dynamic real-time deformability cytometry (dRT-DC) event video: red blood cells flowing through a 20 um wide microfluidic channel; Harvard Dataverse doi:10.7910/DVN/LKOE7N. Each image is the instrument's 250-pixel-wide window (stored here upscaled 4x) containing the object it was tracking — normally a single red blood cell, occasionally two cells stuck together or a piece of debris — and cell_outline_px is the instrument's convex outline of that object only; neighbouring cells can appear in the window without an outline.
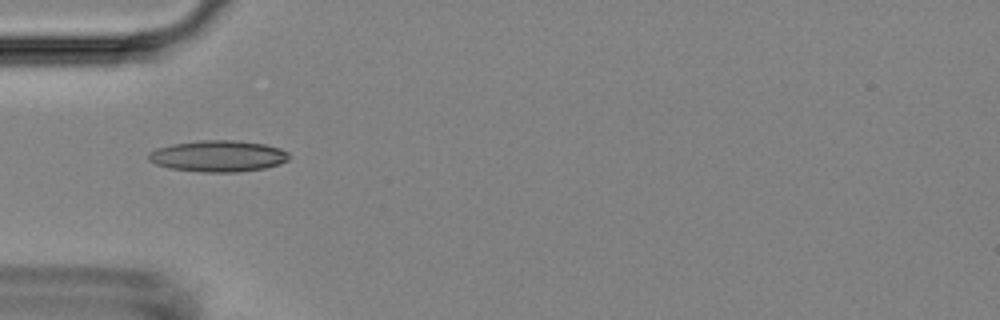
{"species": "Egyptian fruit bat (a non-hibernating species)", "species_latin": "Rousettus aegyptiacus", "temperature_condition": "room temperature", "stored_images_in_passage": 5, "camera_frame_rate_fps": 3000, "um_per_image_px": 0.085, "animal": {"sex": "female"}, "frame": {"image": 1, "passage_image": 2, "time_ms": 0.333, "image_size_px": [1000, 320], "cell_outline_px": [[288, 160], [280, 164], [264, 168], [236, 172], [200, 172], [168, 168], [156, 164], [148, 160], [148, 152], [156, 148], [172, 144], [200, 140], [236, 140], [264, 144], [280, 148], [288, 152]], "centroid_in_image_um": [18.51, 13.26], "position_along_channel_um": 66.5, "area_um2": 25.78}}
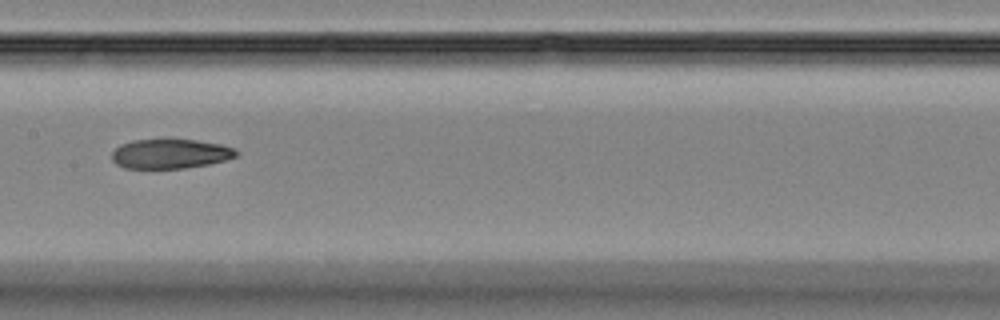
{"frame": {"image": 2, "passage_image": 5, "time_ms": 1.333, "image_size_px": [1000, 320], "cell_outline_px": [[240, 152], [236, 156], [224, 160], [208, 164], [184, 168], [124, 168], [116, 164], [112, 160], [112, 152], [120, 144], [132, 140], [164, 136], [168, 136], [196, 140], [220, 144], [232, 148]], "centroid_in_image_um": [14.43, 13.02], "position_along_channel_um": 193.0, "area_um2": 22.2}}